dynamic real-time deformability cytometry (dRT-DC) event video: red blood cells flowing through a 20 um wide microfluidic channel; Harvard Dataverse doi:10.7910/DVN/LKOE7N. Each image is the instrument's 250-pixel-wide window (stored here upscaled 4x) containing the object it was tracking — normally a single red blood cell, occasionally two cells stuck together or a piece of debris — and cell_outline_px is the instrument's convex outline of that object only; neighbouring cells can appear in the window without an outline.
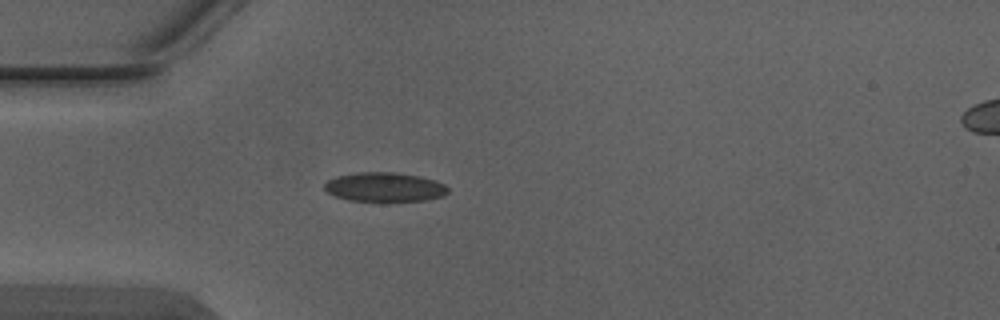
{"species": "Egyptian fruit bat (a non-hibernating species)", "species_latin": "Rousettus aegyptiacus", "temperature_condition": "warm", "stored_images_in_passage": 3, "camera_frame_rate_fps": 3000, "um_per_image_px": 0.085, "animal": {"sex": "male"}, "frame": {"image": 1, "passage_image": 3, "time_ms": 0.667, "image_size_px": [1000, 320], "cell_outline_px": [[448, 192], [444, 196], [428, 200], [348, 200], [336, 196], [328, 192], [324, 188], [324, 184], [328, 180], [336, 176], [356, 172], [396, 172], [420, 176], [436, 180], [444, 184], [448, 188]], "centroid_in_image_um": [32.71, 15.88], "position_along_channel_um": 52.3, "area_um2": 20.92}}